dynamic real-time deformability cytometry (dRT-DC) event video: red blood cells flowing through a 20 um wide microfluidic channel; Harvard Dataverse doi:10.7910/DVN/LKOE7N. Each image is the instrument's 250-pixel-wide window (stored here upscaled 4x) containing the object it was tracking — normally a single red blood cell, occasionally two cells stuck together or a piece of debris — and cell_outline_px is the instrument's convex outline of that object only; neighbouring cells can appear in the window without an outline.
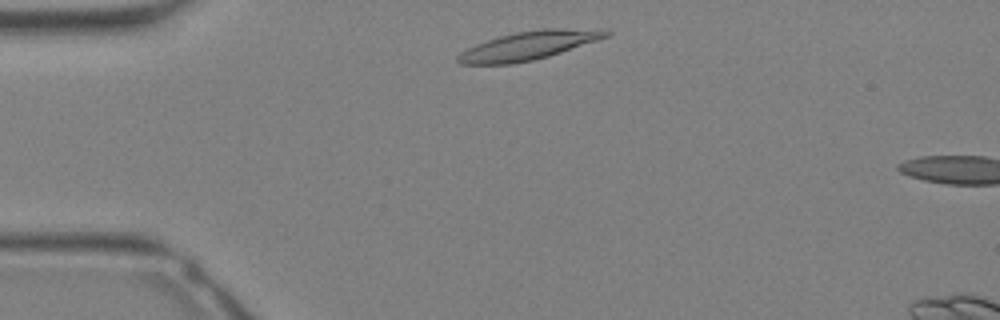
{"species": "Egyptian fruit bat (a non-hibernating species)", "species_latin": "Rousettus aegyptiacus", "temperature_condition": "warm", "stored_images_in_passage": 4, "camera_frame_rate_fps": 3000, "um_per_image_px": 0.085, "animal": {"sex": "female"}, "frame": {"image": 1, "passage_image": 2, "time_ms": 0.333, "image_size_px": [1000, 320], "cell_outline_px": [[612, 32], [608, 36], [548, 56], [532, 60], [512, 64], [460, 64], [456, 60], [456, 56], [460, 52], [476, 44], [500, 36], [516, 32], [544, 28], [604, 28]], "centroid_in_image_um": [44.95, 3.85], "position_along_channel_um": 40.1, "area_um2": 24.51}}